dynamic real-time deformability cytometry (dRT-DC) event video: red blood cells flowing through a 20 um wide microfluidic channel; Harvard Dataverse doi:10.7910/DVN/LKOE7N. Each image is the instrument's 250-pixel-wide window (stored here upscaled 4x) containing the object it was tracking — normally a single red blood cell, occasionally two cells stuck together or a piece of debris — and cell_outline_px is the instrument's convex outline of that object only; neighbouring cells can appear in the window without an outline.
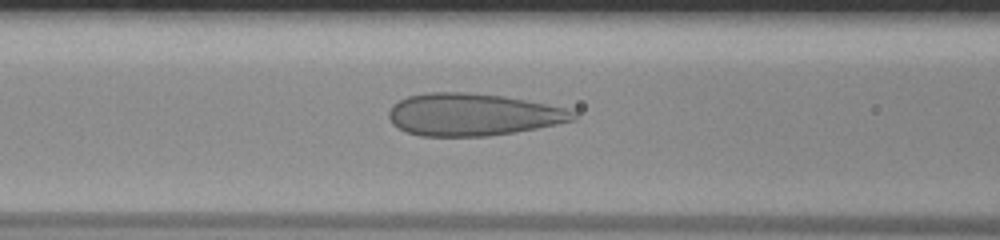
{"species": "human", "species_latin": "Homo sapiens", "temperature_condition": "room temperature", "stored_images_in_passage": 48, "camera_frame_rate_fps": 3000, "um_per_image_px": 0.085, "donor": {"sex": "male"}, "frame": {"image": 1, "passage_image": 19, "time_ms": 6.0, "image_size_px": [1000, 240], "cell_outline_px": [[576, 120], [516, 132], [488, 136], [420, 136], [408, 132], [392, 124], [388, 116], [388, 112], [392, 104], [408, 96], [428, 92], [464, 92], [504, 96], [564, 108], [576, 112]], "centroid_in_image_um": [40.15, 9.74], "position_along_channel_um": 126.4, "area_um2": 45.32}}
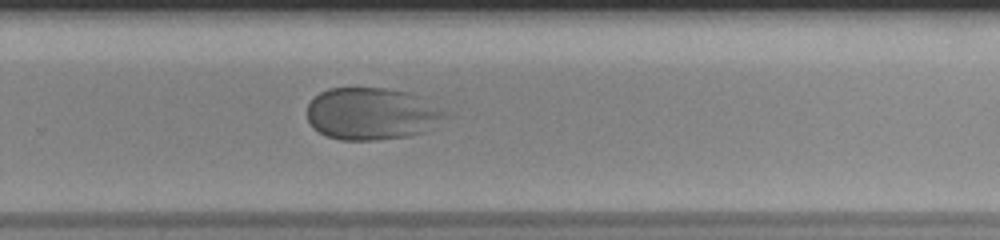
{"frame": {"image": 2, "passage_image": 32, "time_ms": 10.333, "image_size_px": [1000, 240], "cell_outline_px": [[456, 116], [424, 132], [408, 136], [376, 140], [340, 140], [328, 136], [312, 128], [308, 120], [308, 104], [320, 92], [328, 88], [384, 88], [412, 92]], "centroid_in_image_um": [31.7, 9.67], "position_along_channel_um": 298.1, "area_um2": 42.71}}
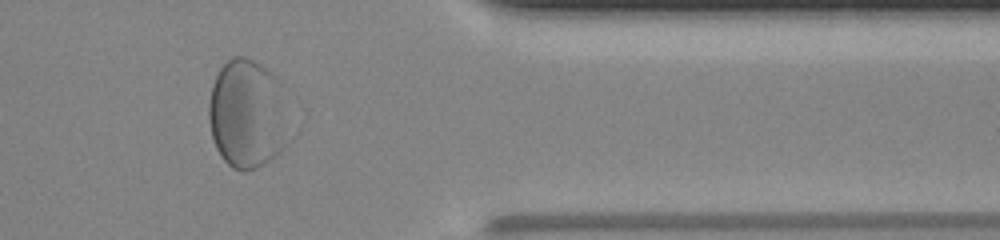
{"frame": {"image": 3, "passage_image": 40, "time_ms": 13.0, "image_size_px": [1000, 240], "cell_outline_px": [[284, 148], [280, 152], [256, 168], [244, 172], [232, 168], [220, 156], [216, 148], [212, 136], [208, 116], [208, 104], [212, 84], [220, 68], [232, 56], [244, 56], [252, 60], [276, 76], [284, 84]], "centroid_in_image_um": [20.96, 9.67], "position_along_channel_um": 390.4, "area_um2": 50.63}}